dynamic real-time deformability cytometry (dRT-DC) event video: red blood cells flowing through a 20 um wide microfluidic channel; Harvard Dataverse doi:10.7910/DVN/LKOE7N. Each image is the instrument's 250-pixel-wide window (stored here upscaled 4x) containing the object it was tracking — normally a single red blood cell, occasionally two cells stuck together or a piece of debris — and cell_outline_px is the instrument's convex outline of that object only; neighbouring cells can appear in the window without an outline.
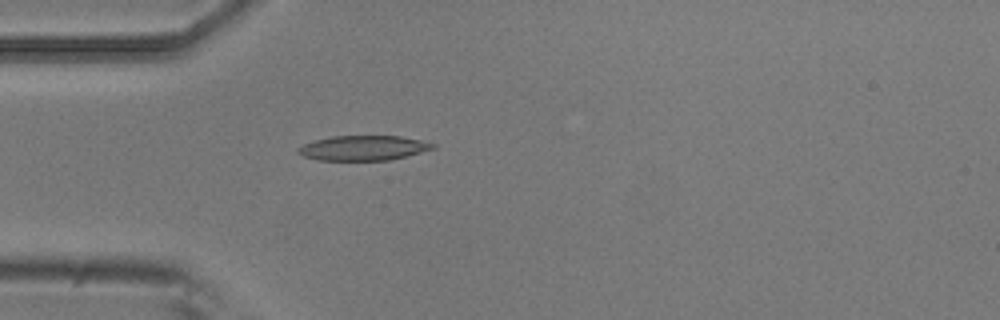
{"species": "common noctule bat (a hibernating species)", "species_latin": "Nyctalus noctula", "temperature_condition": "room temperature", "stored_images_in_passage": 4, "camera_frame_rate_fps": 3000, "um_per_image_px": 0.085, "animal": {"sex": "male", "body_mass_g": 20.5, "forearm_length_mm": 52.5}, "frame": {"image": 1, "passage_image": 4, "time_ms": 1.0, "image_size_px": [1000, 320], "cell_outline_px": [[436, 148], [392, 160], [316, 160], [304, 156], [296, 152], [296, 148], [304, 144], [316, 140], [332, 136], [400, 136], [420, 140], [436, 144]], "centroid_in_image_um": [30.89, 12.58], "position_along_channel_um": 54.1, "area_um2": 19.54}}